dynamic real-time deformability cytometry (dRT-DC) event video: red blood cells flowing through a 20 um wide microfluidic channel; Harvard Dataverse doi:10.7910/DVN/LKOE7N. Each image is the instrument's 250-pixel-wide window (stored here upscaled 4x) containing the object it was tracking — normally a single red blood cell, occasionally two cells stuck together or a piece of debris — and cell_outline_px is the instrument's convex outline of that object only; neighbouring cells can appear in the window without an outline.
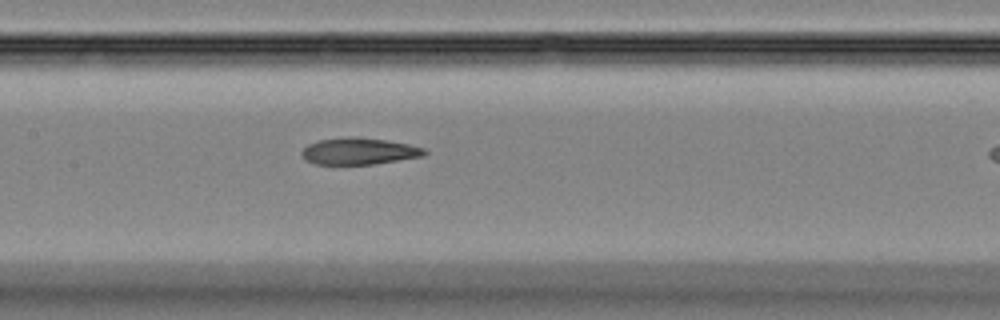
{"species": "Egyptian fruit bat (a non-hibernating species)", "species_latin": "Rousettus aegyptiacus", "temperature_condition": "room temperature", "stored_images_in_passage": 11, "camera_frame_rate_fps": 3000, "um_per_image_px": 0.085, "animal": {"sex": "female"}, "frame": {"image": 1, "passage_image": 10, "time_ms": 3.0, "image_size_px": [1000, 320], "cell_outline_px": [[428, 152], [424, 156], [372, 164], [312, 164], [304, 160], [300, 156], [300, 152], [308, 144], [320, 140], [348, 136], [352, 136], [384, 140], [408, 144], [424, 148]], "centroid_in_image_um": [30.46, 12.85], "position_along_channel_um": 176.9, "area_um2": 19.13}}